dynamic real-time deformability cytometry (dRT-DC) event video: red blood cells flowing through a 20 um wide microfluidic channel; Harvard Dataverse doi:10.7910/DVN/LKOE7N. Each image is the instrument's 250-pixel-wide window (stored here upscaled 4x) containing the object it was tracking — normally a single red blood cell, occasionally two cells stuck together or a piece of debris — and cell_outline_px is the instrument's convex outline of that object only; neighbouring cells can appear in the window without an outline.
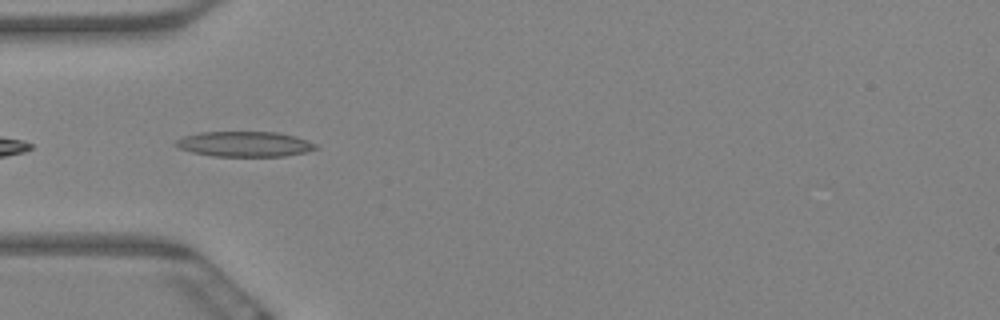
{"species": "Egyptian fruit bat (a non-hibernating species)", "species_latin": "Rousettus aegyptiacus", "temperature_condition": "warm", "stored_images_in_passage": 7, "camera_frame_rate_fps": 3000, "um_per_image_px": 0.085, "animal": {"sex": "female"}, "frame": {"image": 1, "passage_image": 6, "time_ms": 1.667, "image_size_px": [1000, 320], "cell_outline_px": [[320, 148], [304, 152], [284, 156], [212, 156], [192, 152], [180, 148], [172, 144], [176, 140], [184, 136], [200, 132], [280, 132], [308, 140], [316, 144]], "centroid_in_image_um": [20.79, 12.24], "position_along_channel_um": 64.2, "area_um2": 20.63}}
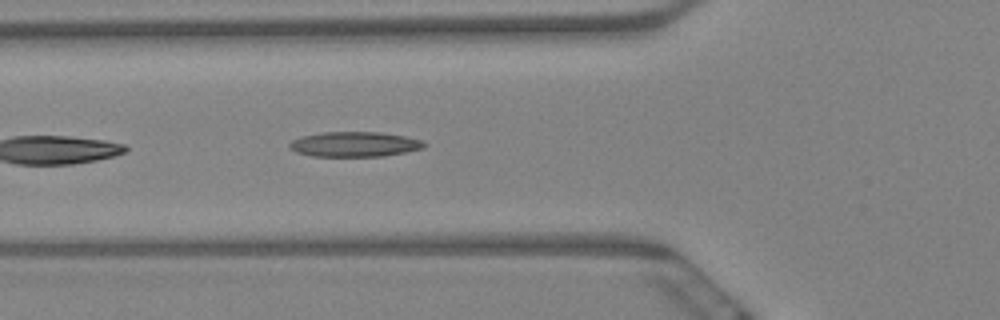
{"frame": {"image": 2, "passage_image": 7, "time_ms": 2.0, "image_size_px": [1000, 320], "cell_outline_px": [[428, 144], [424, 148], [384, 156], [312, 156], [296, 152], [288, 148], [288, 144], [292, 140], [304, 136], [324, 132], [380, 132], [404, 136], [424, 140]], "centroid_in_image_um": [30.16, 12.26], "position_along_channel_um": 95.6, "area_um2": 19.65}}